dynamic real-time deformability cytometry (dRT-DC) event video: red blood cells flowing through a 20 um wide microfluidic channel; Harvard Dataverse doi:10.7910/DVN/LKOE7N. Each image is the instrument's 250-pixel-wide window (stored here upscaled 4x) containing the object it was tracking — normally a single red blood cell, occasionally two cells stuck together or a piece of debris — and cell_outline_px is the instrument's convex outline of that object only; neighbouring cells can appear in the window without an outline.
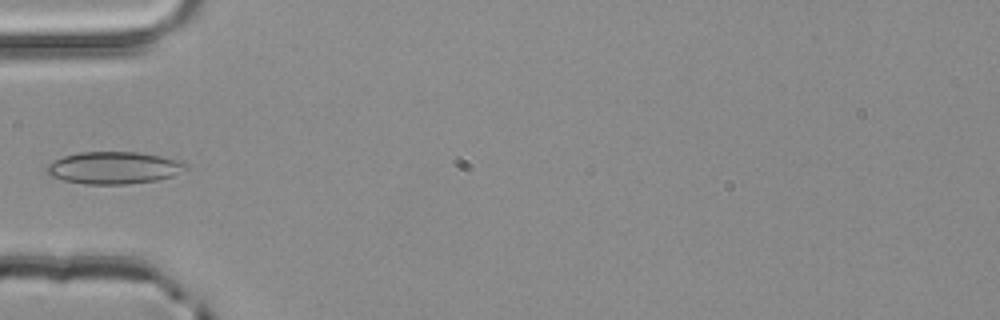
{"species": "common noctule bat (a hibernating species)", "species_latin": "Nyctalus noctula", "temperature_condition": "room temperature", "stored_images_in_passage": 4, "camera_frame_rate_fps": 3000, "um_per_image_px": 0.085, "animal": {"sex": "male", "body_mass_g": 20.4}, "frame": {"image": 1, "passage_image": 4, "time_ms": 1.0, "image_size_px": [1000, 320], "cell_outline_px": [[188, 168], [172, 176], [156, 180], [128, 184], [84, 184], [64, 180], [48, 176], [44, 172], [44, 168], [48, 164], [64, 156], [80, 152], [136, 152], [164, 156], [180, 160], [188, 164]], "centroid_in_image_um": [9.67, 14.26], "position_along_channel_um": 75.3, "area_um2": 26.3}}